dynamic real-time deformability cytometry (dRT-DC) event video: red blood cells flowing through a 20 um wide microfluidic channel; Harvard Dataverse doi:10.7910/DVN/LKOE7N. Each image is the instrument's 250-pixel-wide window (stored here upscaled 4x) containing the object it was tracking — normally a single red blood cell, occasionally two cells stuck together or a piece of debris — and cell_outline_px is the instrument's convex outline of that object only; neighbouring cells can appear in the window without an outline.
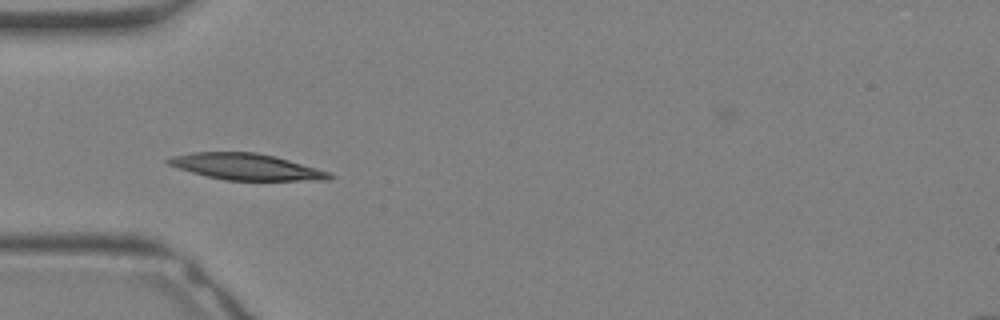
{"species": "Egyptian fruit bat (a non-hibernating species)", "species_latin": "Rousettus aegyptiacus", "temperature_condition": "warm", "stored_images_in_passage": 23, "camera_frame_rate_fps": 3000, "um_per_image_px": 0.085, "animal": {"sex": "female"}, "frame": {"image": 1, "passage_image": 1, "time_ms": 0.0, "image_size_px": [1000, 320], "cell_outline_px": [[336, 176], [328, 180], [224, 180], [192, 172], [168, 164], [164, 160], [172, 156], [192, 152], [256, 152], [276, 156], [316, 168], [328, 172]], "centroid_in_image_um": [20.93, 14.17], "position_along_channel_um": 64.1, "area_um2": 24.51}}
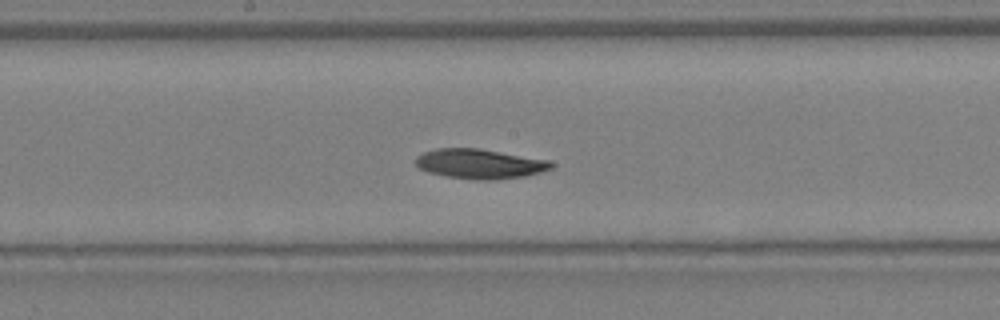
{"frame": {"image": 2, "passage_image": 8, "time_ms": 2.333, "image_size_px": [1000, 320], "cell_outline_px": [[556, 164], [552, 168], [540, 172], [524, 176], [496, 180], [472, 180], [448, 176], [428, 172], [420, 168], [416, 164], [416, 156], [424, 152], [436, 148], [476, 148], [548, 160]], "centroid_in_image_um": [40.78, 13.93], "position_along_channel_um": 207.4, "area_um2": 23.35}}
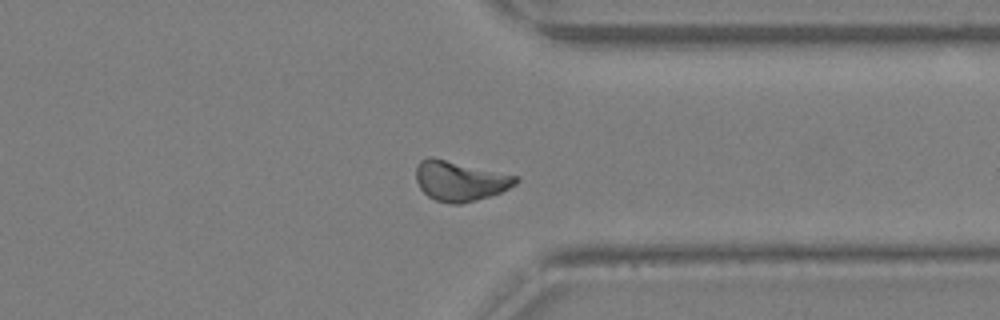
{"frame": {"image": 3, "passage_image": 16, "time_ms": 5.0, "image_size_px": [1000, 320], "cell_outline_px": [[520, 180], [516, 184], [500, 192], [476, 200], [460, 204], [448, 204], [436, 200], [428, 196], [420, 188], [416, 180], [416, 164], [420, 160], [428, 156], [432, 156], [520, 176]], "centroid_in_image_um": [39.09, 15.35], "position_along_channel_um": 372.3, "area_um2": 23.52}}